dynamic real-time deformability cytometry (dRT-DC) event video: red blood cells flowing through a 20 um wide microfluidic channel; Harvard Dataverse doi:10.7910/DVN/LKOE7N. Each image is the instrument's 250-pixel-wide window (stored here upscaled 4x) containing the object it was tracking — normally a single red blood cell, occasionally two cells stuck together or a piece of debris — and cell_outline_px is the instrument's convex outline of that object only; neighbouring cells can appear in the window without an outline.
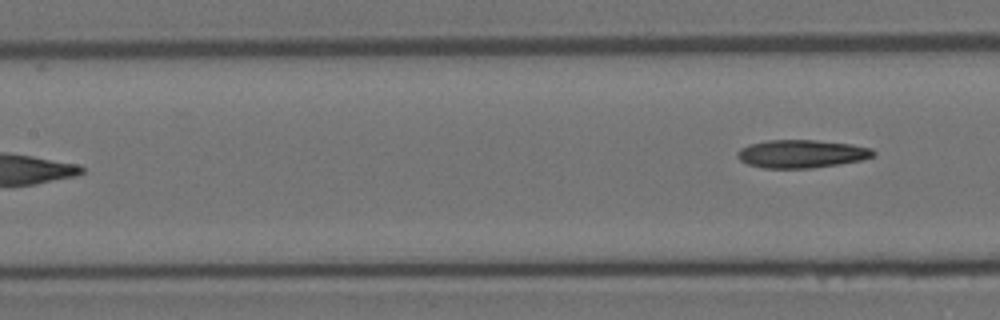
{"species": "Egyptian fruit bat (a non-hibernating species)", "species_latin": "Rousettus aegyptiacus", "temperature_condition": "room temperature", "stored_images_in_passage": 7, "segment_of_instrument_passage": [2, 2], "camera_frame_rate_fps": 3000, "um_per_image_px": 0.085, "animal": {"sex": "female"}, "frame": {"image": 1, "passage_image": 7, "time_ms": 2.0, "image_size_px": [1000, 320], "cell_outline_px": [[876, 152], [872, 156], [860, 160], [812, 168], [764, 168], [748, 164], [740, 160], [736, 156], [736, 152], [740, 148], [748, 144], [768, 140], [816, 140], [852, 144], [872, 148]], "centroid_in_image_um": [68.09, 13.06], "position_along_channel_um": 139.3, "area_um2": 22.2}}